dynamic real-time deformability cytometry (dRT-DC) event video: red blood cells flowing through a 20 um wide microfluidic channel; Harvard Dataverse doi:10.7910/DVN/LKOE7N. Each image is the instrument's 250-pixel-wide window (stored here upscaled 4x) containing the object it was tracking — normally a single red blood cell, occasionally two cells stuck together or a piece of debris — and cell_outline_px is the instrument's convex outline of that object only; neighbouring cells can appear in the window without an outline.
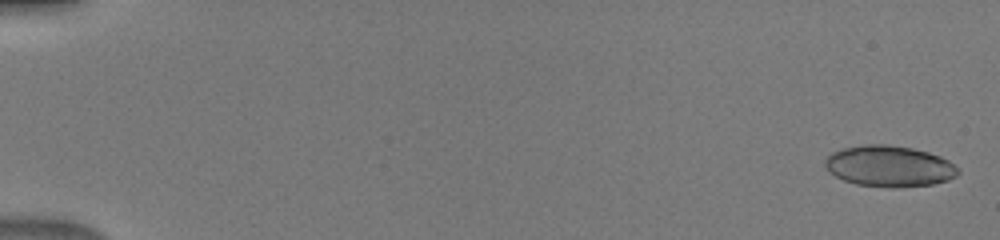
{"species": "human", "species_latin": "Homo sapiens", "temperature_condition": "warm", "stored_images_in_passage": 51, "camera_frame_rate_fps": 3000, "um_per_image_px": 0.085, "donor": {"sex": "male"}, "frame": {"image": 1, "passage_image": 2, "time_ms": 0.333, "image_size_px": [1000, 240], "cell_outline_px": [[960, 172], [956, 176], [948, 180], [932, 184], [856, 184], [844, 180], [828, 172], [824, 164], [824, 160], [832, 152], [844, 148], [868, 144], [888, 144], [912, 148], [928, 152], [940, 156], [948, 160]], "centroid_in_image_um": [75.55, 14.07], "position_along_channel_um": 9.4, "area_um2": 30.69}}
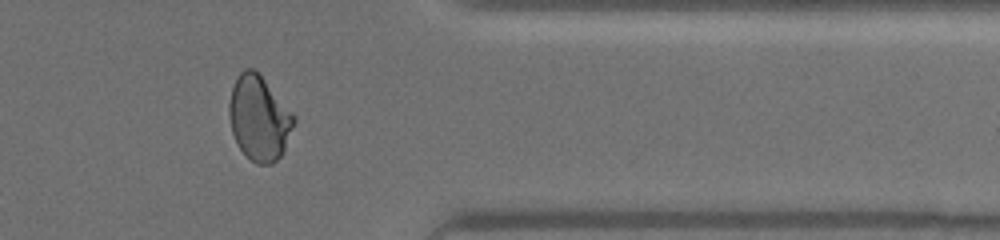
{"frame": {"image": 2, "passage_image": 43, "time_ms": 14.0, "image_size_px": [1000, 240], "cell_outline_px": [[296, 120], [284, 152], [272, 164], [256, 164], [240, 148], [232, 132], [228, 112], [228, 104], [232, 88], [236, 76], [244, 68], [252, 68], [264, 80], [296, 116]], "centroid_in_image_um": [22.02, 10.05], "position_along_channel_um": 389.4, "area_um2": 31.79}}
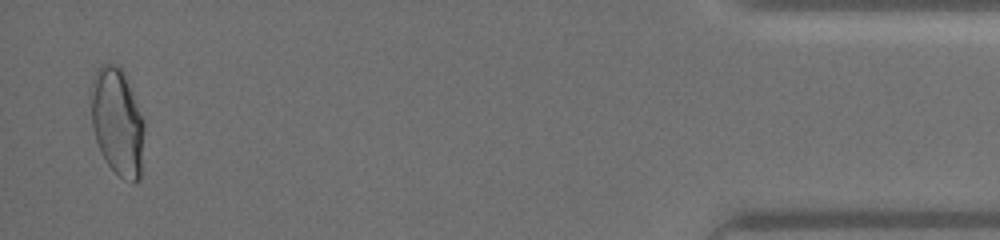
{"frame": {"image": 3, "passage_image": 50, "time_ms": 16.333, "image_size_px": [1000, 240], "cell_outline_px": [[144, 128], [140, 180], [132, 184], [124, 180], [108, 164], [96, 140], [92, 128], [88, 92], [92, 76], [96, 68], [100, 64], [116, 64], [124, 72], [144, 120]], "centroid_in_image_um": [9.93, 10.31], "position_along_channel_um": 425.3, "area_um2": 33.99}}